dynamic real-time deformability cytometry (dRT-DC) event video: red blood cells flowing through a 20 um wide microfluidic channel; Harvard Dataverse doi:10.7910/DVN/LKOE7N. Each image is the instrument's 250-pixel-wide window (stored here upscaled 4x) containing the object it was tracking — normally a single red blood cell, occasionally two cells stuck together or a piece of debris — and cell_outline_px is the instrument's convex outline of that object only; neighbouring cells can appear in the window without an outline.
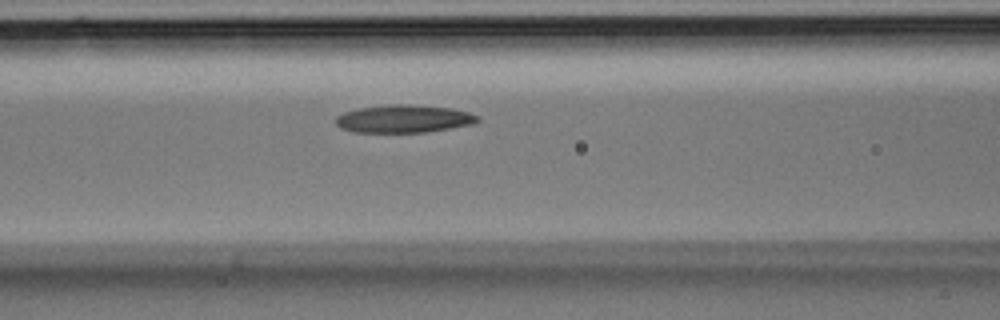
{"species": "Egyptian fruit bat (a non-hibernating species)", "species_latin": "Rousettus aegyptiacus", "temperature_condition": "room temperature", "stored_images_in_passage": 22, "camera_frame_rate_fps": 3000, "um_per_image_px": 0.085, "animal": {"sex": "male"}, "frame": {"image": 1, "passage_image": 4, "time_ms": 1.0, "image_size_px": [1000, 320], "cell_outline_px": [[480, 120], [476, 124], [428, 132], [352, 132], [340, 128], [336, 124], [336, 116], [344, 112], [360, 108], [392, 104], [404, 104], [452, 108], [468, 112], [480, 116]], "centroid_in_image_um": [34.36, 10.1], "position_along_channel_um": 132.2, "area_um2": 23.12}}
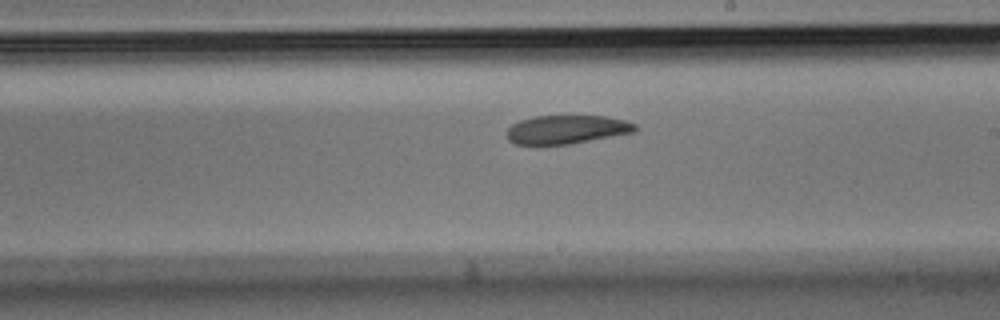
{"frame": {"image": 2, "passage_image": 10, "time_ms": 3.0, "image_size_px": [1000, 320], "cell_outline_px": [[636, 132], [572, 144], [516, 144], [508, 140], [504, 136], [508, 128], [512, 124], [520, 120], [536, 116], [604, 116], [624, 120], [636, 124]], "centroid_in_image_um": [48.15, 11.01], "position_along_channel_um": 240.8, "area_um2": 21.5}}
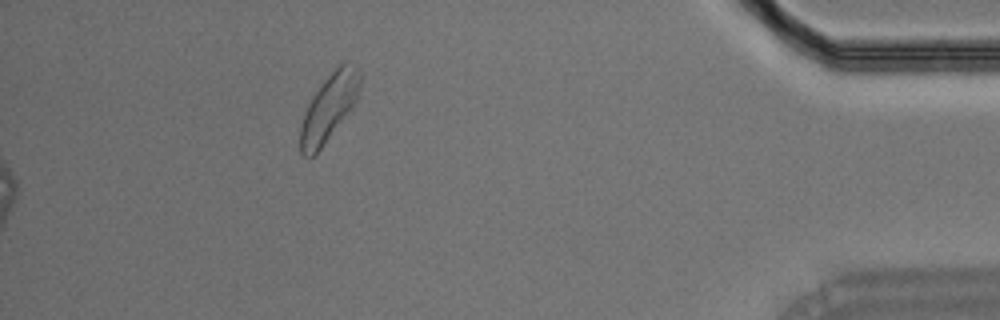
{"frame": {"image": 3, "passage_image": 22, "time_ms": 7.0, "image_size_px": [1000, 320], "cell_outline_px": [[360, 84], [356, 100], [352, 108], [320, 148], [312, 156], [304, 156], [300, 152], [300, 128], [304, 112], [312, 96], [324, 80], [344, 60], [356, 68], [360, 76]], "centroid_in_image_um": [27.94, 9.13], "position_along_channel_um": 407.3, "area_um2": 22.66}}